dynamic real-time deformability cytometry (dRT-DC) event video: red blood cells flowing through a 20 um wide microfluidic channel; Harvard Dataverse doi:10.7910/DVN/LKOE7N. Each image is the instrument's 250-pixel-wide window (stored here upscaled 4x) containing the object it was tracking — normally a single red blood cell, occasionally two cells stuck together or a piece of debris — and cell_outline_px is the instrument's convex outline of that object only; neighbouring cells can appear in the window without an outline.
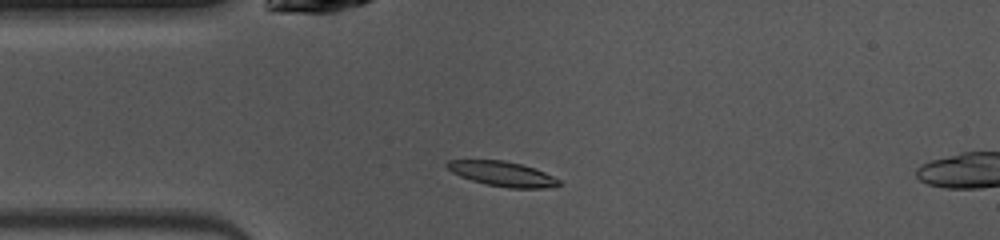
{"species": "common noctule bat (a hibernating species)", "species_latin": "Nyctalus noctula", "temperature_condition": "warm", "stored_images_in_passage": 13, "camera_frame_rate_fps": 3000, "um_per_image_px": 0.085, "animal": {"sex": "female", "body_mass_g": 10.0, "forearm_length_mm": 53.1}, "frame": {"image": 1, "passage_image": 10, "time_ms": 3.0, "image_size_px": [1000, 240], "cell_outline_px": [[560, 184], [552, 188], [508, 188], [484, 184], [460, 176], [452, 172], [444, 164], [448, 160], [504, 160], [536, 168], [560, 180]], "centroid_in_image_um": [42.71, 14.78], "position_along_channel_um": 42.3, "area_um2": 16.24}}